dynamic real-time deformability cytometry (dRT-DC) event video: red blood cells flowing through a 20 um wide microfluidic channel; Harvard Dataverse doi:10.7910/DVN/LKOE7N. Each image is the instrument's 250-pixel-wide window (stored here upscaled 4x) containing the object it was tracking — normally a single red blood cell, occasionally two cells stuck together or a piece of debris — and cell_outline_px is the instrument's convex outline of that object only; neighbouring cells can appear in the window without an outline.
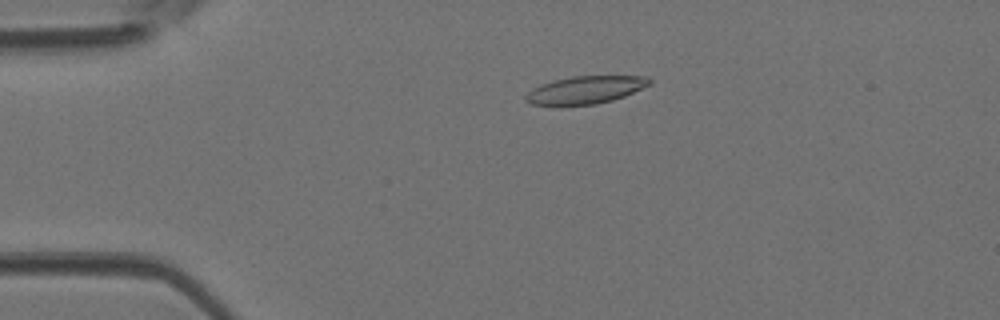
{"species": "Egyptian fruit bat (a non-hibernating species)", "species_latin": "Rousettus aegyptiacus", "temperature_condition": "room temperature", "stored_images_in_passage": 36, "camera_frame_rate_fps": 3000, "um_per_image_px": 0.085, "animal": {"sex": "female"}, "frame": {"image": 1, "passage_image": 1, "time_ms": 0.0, "image_size_px": [1000, 320], "cell_outline_px": [[652, 84], [624, 96], [612, 100], [596, 104], [560, 108], [556, 108], [528, 104], [524, 100], [524, 96], [532, 88], [540, 84], [552, 80], [572, 76], [648, 76], [652, 80]], "centroid_in_image_um": [49.66, 7.69], "position_along_channel_um": 35.3, "area_um2": 20.92}}
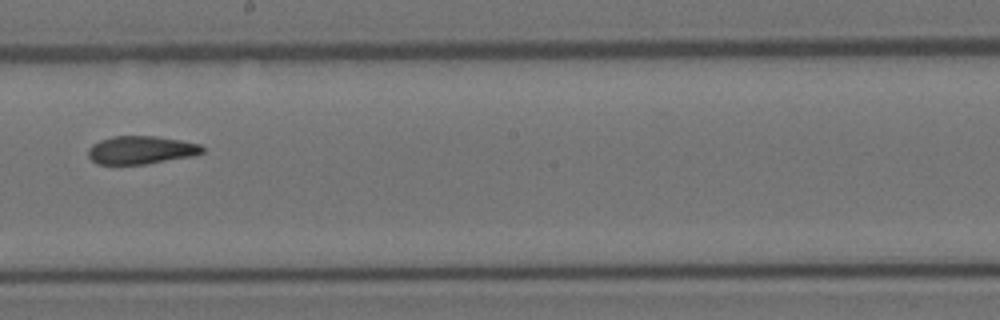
{"frame": {"image": 2, "passage_image": 17, "time_ms": 5.333, "image_size_px": [1000, 320], "cell_outline_px": [[204, 152], [196, 156], [144, 164], [96, 164], [88, 156], [88, 148], [92, 144], [100, 140], [112, 136], [156, 136], [180, 140], [200, 144], [204, 148]], "centroid_in_image_um": [12.0, 12.75], "position_along_channel_um": 236.2, "area_um2": 18.84}}
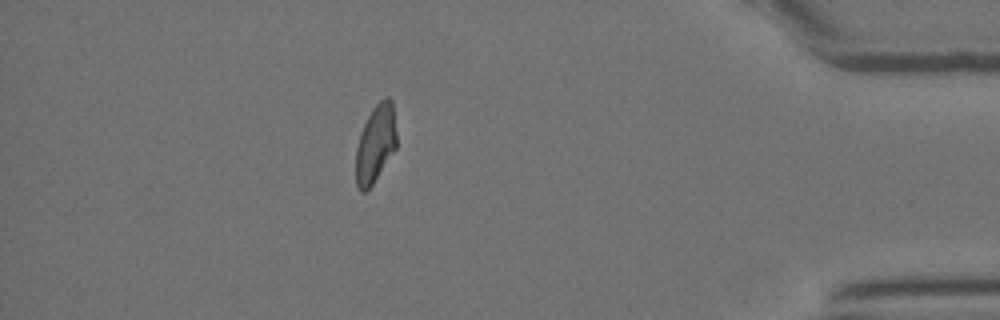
{"frame": {"image": 3, "passage_image": 31, "time_ms": 10.0, "image_size_px": [1000, 320], "cell_outline_px": [[396, 148], [372, 184], [364, 192], [360, 192], [356, 184], [356, 148], [360, 132], [372, 108], [384, 96], [388, 96], [392, 100], [396, 132]], "centroid_in_image_um": [31.91, 12.18], "position_along_channel_um": 403.3, "area_um2": 18.38}}